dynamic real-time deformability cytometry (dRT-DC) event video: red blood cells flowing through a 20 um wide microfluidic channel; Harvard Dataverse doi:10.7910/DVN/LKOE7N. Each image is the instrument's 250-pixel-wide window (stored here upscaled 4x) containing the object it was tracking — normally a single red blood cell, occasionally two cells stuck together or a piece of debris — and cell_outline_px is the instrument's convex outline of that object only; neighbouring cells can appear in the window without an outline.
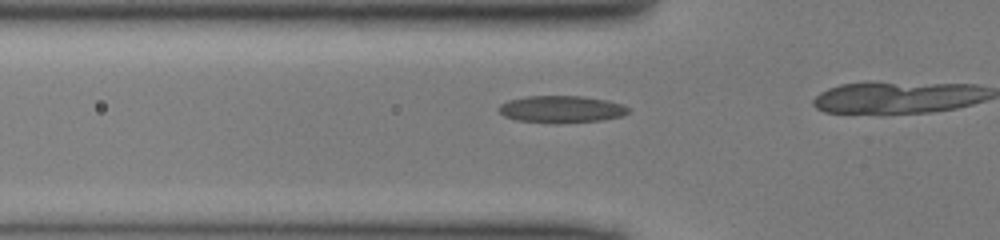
{"species": "common noctule bat (a hibernating species)", "species_latin": "Nyctalus noctula", "temperature_condition": "cold", "stored_images_in_passage": 7, "camera_frame_rate_fps": 3000, "um_per_image_px": 0.085, "animal": {"sex": "male", "body_mass_g": 13.0, "forearm_length_mm": 53.1}, "frame": {"image": 1, "passage_image": 2, "time_ms": 0.333, "image_size_px": [1000, 240], "cell_outline_px": [[628, 112], [624, 116], [604, 120], [560, 124], [556, 124], [516, 120], [504, 116], [500, 112], [500, 104], [508, 100], [528, 96], [580, 96], [608, 100], [620, 104], [628, 108]], "centroid_in_image_um": [47.73, 9.3], "position_along_channel_um": 78.1, "area_um2": 20.58}}
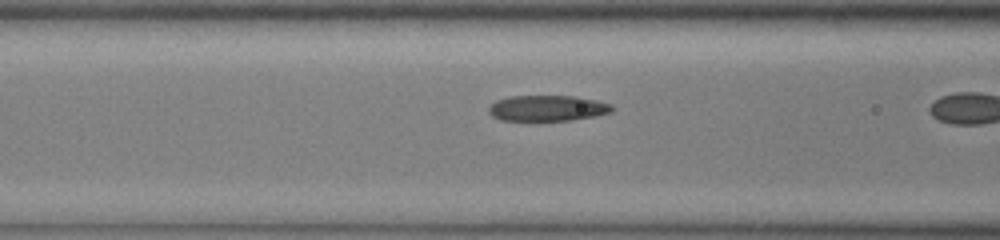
{"frame": {"image": 2, "passage_image": 5, "time_ms": 1.333, "image_size_px": [1000, 240], "cell_outline_px": [[616, 108], [612, 112], [596, 116], [572, 120], [500, 120], [492, 116], [488, 112], [488, 108], [496, 100], [508, 96], [576, 96], [596, 100], [612, 104]], "centroid_in_image_um": [46.56, 9.19], "position_along_channel_um": 120.0, "area_um2": 18.67}}